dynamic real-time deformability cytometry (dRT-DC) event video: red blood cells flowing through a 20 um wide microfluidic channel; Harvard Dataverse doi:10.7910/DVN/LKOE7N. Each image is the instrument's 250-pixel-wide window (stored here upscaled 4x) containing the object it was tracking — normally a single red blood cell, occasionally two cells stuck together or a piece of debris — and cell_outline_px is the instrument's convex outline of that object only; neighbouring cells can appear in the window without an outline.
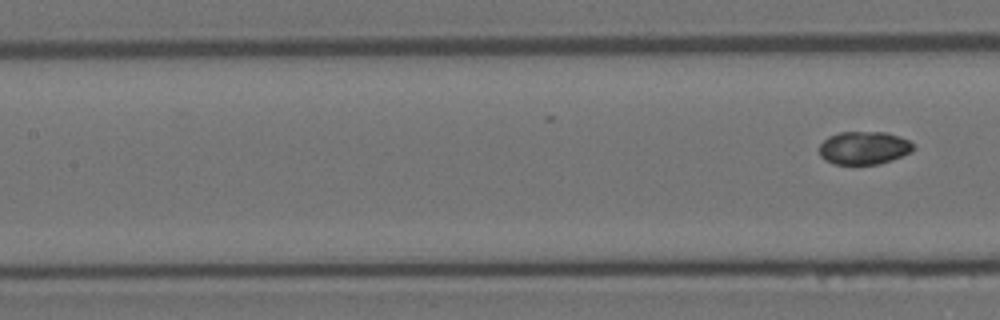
{"species": "Egyptian fruit bat (a non-hibernating species)", "species_latin": "Rousettus aegyptiacus", "temperature_condition": "room temperature", "stored_images_in_passage": 8, "segment_of_instrument_passage": [2, 2], "camera_frame_rate_fps": 3000, "um_per_image_px": 0.085, "animal": {"sex": "female"}, "frame": {"image": 1, "passage_image": 8, "time_ms": 2.333, "image_size_px": [1000, 320], "cell_outline_px": [[912, 152], [892, 160], [880, 164], [832, 164], [824, 160], [820, 156], [820, 144], [828, 136], [840, 132], [884, 132], [900, 136], [908, 140], [912, 144]], "centroid_in_image_um": [73.41, 12.58], "position_along_channel_um": 134.0, "area_um2": 18.15}}